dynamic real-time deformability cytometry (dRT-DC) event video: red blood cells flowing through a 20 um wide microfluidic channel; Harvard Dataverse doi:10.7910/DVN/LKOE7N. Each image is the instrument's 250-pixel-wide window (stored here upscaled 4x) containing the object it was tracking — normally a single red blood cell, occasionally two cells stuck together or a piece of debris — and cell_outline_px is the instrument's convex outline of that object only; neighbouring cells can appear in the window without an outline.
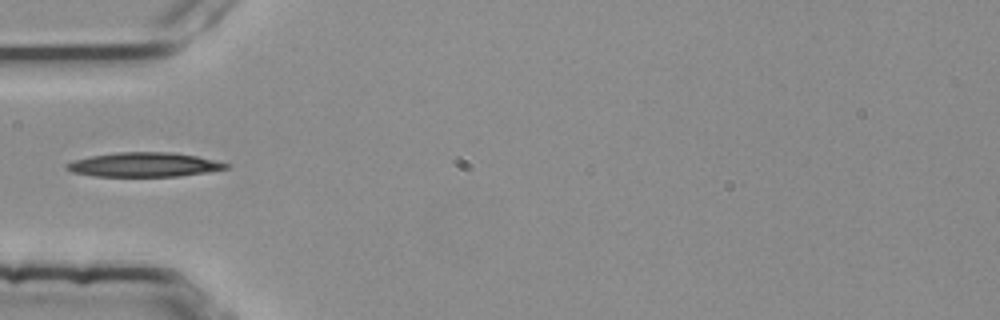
{"species": "common noctule bat (a hibernating species)", "species_latin": "Nyctalus noctula", "temperature_condition": "room temperature", "stored_images_in_passage": 1, "camera_frame_rate_fps": 3000, "um_per_image_px": 0.085, "animal": {"sex": "female", "body_mass_g": 25.1}, "frame": {"image": 1, "passage_image": 1, "time_ms": 0.0, "image_size_px": [1000, 320], "cell_outline_px": [[232, 164], [228, 168], [208, 172], [180, 176], [96, 176], [72, 172], [64, 168], [64, 164], [76, 160], [92, 156], [116, 152], [172, 152], [196, 156], [216, 160]], "centroid_in_image_um": [12.29, 13.99], "position_along_channel_um": 72.7, "area_um2": 22.6}}